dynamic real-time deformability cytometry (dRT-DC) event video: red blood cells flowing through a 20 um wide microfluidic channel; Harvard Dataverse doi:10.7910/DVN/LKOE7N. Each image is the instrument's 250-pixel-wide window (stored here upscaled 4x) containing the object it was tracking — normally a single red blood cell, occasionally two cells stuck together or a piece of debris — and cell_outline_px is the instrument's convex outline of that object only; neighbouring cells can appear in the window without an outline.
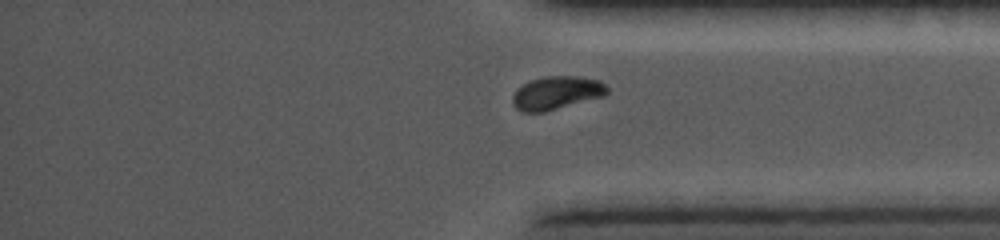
{"species": "common noctule bat (a hibernating species)", "species_latin": "Nyctalus noctula", "temperature_condition": "cold", "stored_images_in_passage": 20, "segment_of_instrument_passage": [2, 2], "camera_frame_rate_fps": 5000, "um_per_image_px": 0.085, "animal": {"sex": "female", "body_mass_g": 19.0, "forearm_length_mm": 56.7}, "frame": {"image": 1, "passage_image": 20, "time_ms": 13.0, "image_size_px": [1000, 240], "cell_outline_px": [[608, 92], [604, 96], [544, 112], [524, 112], [516, 108], [512, 104], [512, 96], [516, 88], [532, 80], [548, 76], [576, 76], [600, 80], [608, 88]], "centroid_in_image_um": [47.3, 7.9], "position_along_channel_um": 387.9, "area_um2": 18.26}}